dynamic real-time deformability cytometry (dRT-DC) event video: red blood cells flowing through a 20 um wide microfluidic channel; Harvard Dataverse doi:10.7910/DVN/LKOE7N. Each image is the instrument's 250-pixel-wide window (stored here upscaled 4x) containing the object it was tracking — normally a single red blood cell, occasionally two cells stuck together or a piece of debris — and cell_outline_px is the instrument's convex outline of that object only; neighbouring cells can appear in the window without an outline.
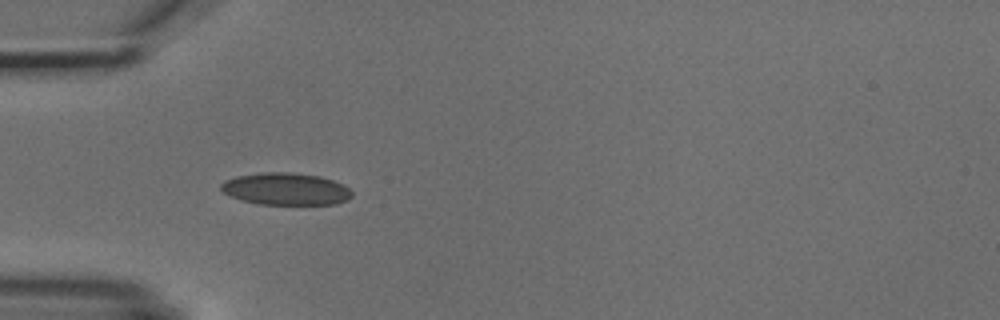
{"species": "common noctule bat (a hibernating species)", "species_latin": "Nyctalus noctula", "temperature_condition": "cold", "stored_images_in_passage": 7, "camera_frame_rate_fps": 3000, "um_per_image_px": 0.085, "animal": {"sex": "male", "body_mass_g": 18.8}, "frame": {"image": 1, "passage_image": 2, "time_ms": 1.333, "image_size_px": [1000, 320], "cell_outline_px": [[352, 196], [348, 200], [336, 204], [260, 204], [240, 200], [228, 196], [220, 192], [220, 184], [224, 180], [236, 176], [260, 172], [288, 172], [320, 176], [344, 184], [352, 192]], "centroid_in_image_um": [24.25, 16.06], "position_along_channel_um": 60.8, "area_um2": 24.85}}
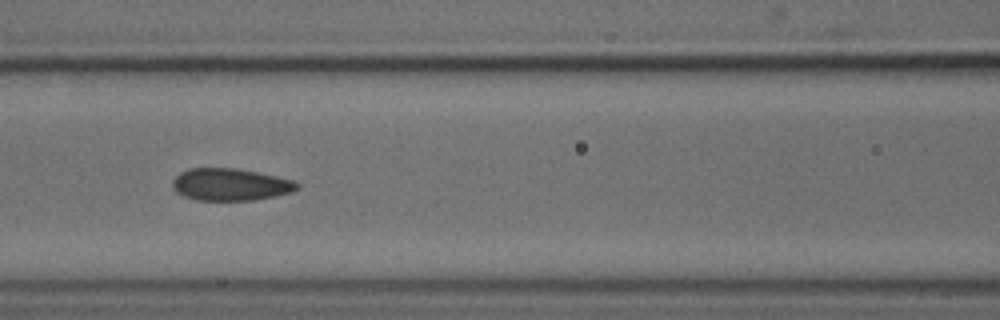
{"frame": {"image": 2, "passage_image": 4, "time_ms": 3.667, "image_size_px": [1000, 320], "cell_outline_px": [[300, 188], [292, 192], [276, 196], [256, 200], [196, 200], [184, 196], [176, 192], [172, 188], [172, 180], [180, 172], [188, 168], [236, 168], [276, 176], [292, 180], [300, 184]], "centroid_in_image_um": [19.58, 15.69], "position_along_channel_um": 147.0, "area_um2": 23.52}}
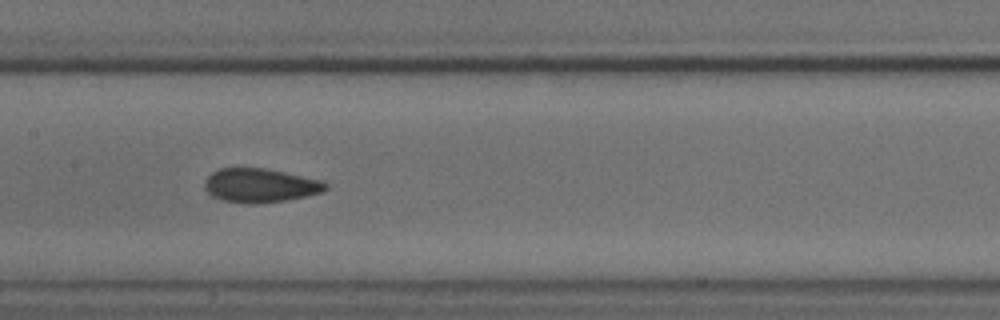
{"frame": {"image": 3, "passage_image": 5, "time_ms": 4.667, "image_size_px": [1000, 320], "cell_outline_px": [[328, 188], [324, 192], [288, 200], [256, 204], [244, 204], [224, 200], [212, 196], [204, 188], [204, 180], [212, 172], [220, 168], [264, 168], [324, 180], [328, 184]], "centroid_in_image_um": [22.14, 15.77], "position_along_channel_um": 185.3, "area_um2": 24.22}}